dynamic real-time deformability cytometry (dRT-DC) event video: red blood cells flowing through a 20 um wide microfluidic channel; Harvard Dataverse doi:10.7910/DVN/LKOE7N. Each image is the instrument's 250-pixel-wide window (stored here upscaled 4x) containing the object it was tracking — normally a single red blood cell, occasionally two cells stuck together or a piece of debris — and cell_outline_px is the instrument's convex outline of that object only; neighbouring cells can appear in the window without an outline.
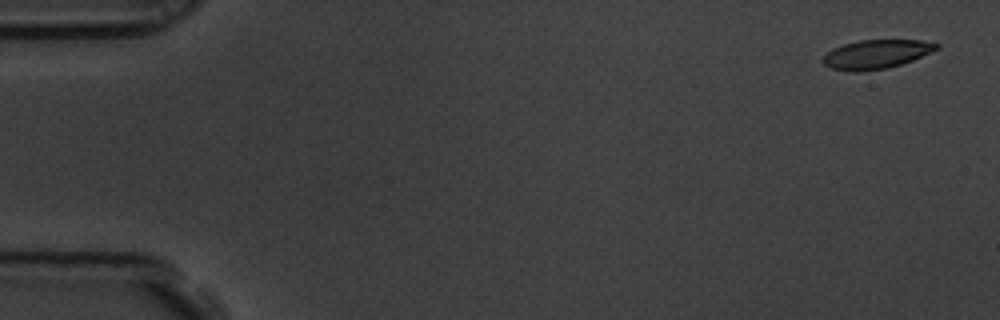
{"species": "common noctule bat (a hibernating species)", "species_latin": "Nyctalus noctula", "temperature_condition": "room temperature", "stored_images_in_passage": 11, "camera_frame_rate_fps": 3000, "um_per_image_px": 0.085, "animal": {"sex": "male", "body_mass_g": 19.5, "forearm_length_mm": 54.6}, "frame": {"image": 1, "passage_image": 1, "time_ms": 0.0, "image_size_px": [1000, 320], "cell_outline_px": [[940, 48], [912, 60], [888, 68], [860, 72], [848, 72], [828, 68], [820, 60], [832, 48], [844, 44], [860, 40], [920, 40], [940, 44]], "centroid_in_image_um": [74.43, 4.62], "position_along_channel_um": 10.6, "area_um2": 19.31}}
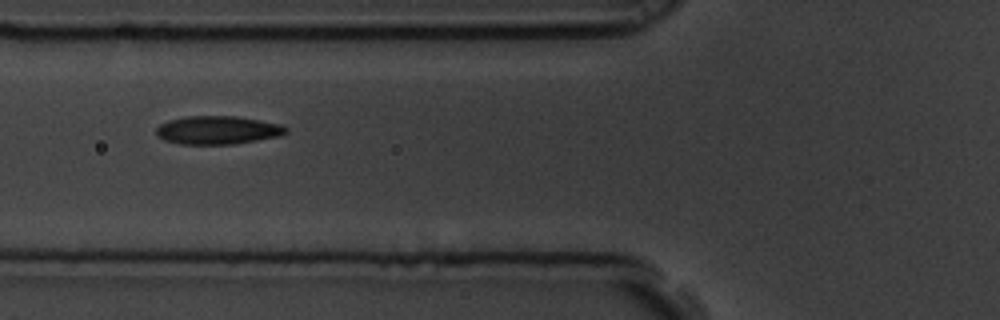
{"frame": {"image": 2, "passage_image": 6, "time_ms": 1.667, "image_size_px": [1000, 320], "cell_outline_px": [[288, 132], [280, 136], [232, 144], [180, 144], [164, 140], [156, 136], [156, 128], [160, 124], [168, 120], [184, 116], [236, 116], [260, 120], [280, 124], [288, 128]], "centroid_in_image_um": [18.48, 11.05], "position_along_channel_um": 107.3, "area_um2": 21.5}}
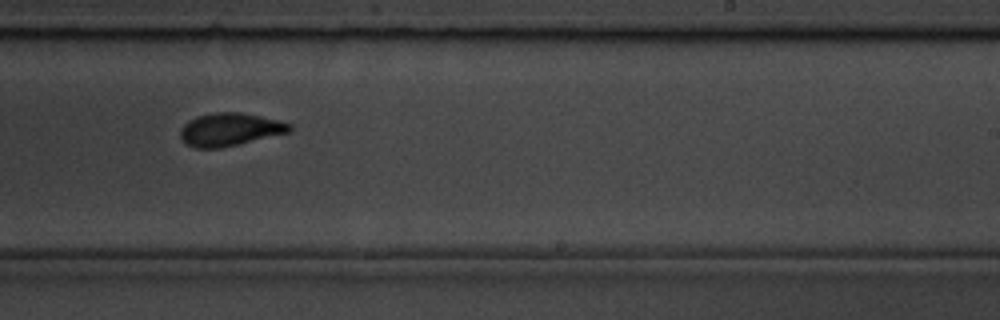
{"frame": {"image": 3, "passage_image": 10, "time_ms": 3.0, "image_size_px": [1000, 320], "cell_outline_px": [[292, 132], [220, 148], [196, 148], [188, 144], [180, 136], [180, 128], [188, 120], [196, 116], [212, 112], [240, 112], [280, 120], [292, 124]], "centroid_in_image_um": [19.56, 10.99], "position_along_channel_um": 269.4, "area_um2": 21.1}}